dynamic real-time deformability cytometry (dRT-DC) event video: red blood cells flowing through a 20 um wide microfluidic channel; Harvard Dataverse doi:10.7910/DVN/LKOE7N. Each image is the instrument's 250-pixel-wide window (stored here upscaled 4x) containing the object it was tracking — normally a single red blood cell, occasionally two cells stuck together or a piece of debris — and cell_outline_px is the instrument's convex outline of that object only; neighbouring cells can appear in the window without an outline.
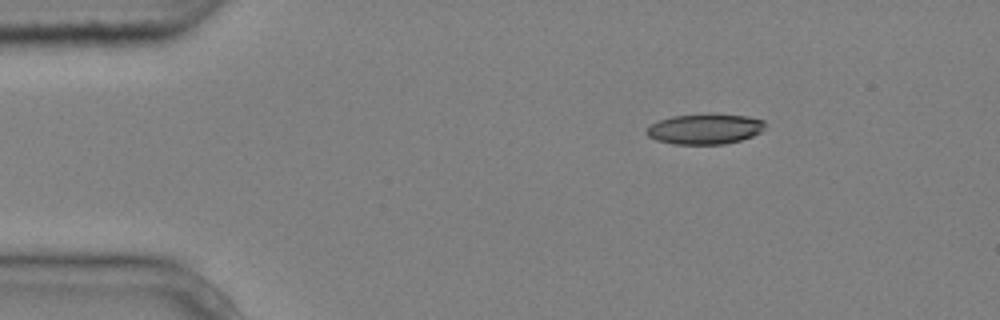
{"species": "common noctule bat (a hibernating species)", "species_latin": "Nyctalus noctula", "temperature_condition": "cold", "stored_images_in_passage": 2, "camera_frame_rate_fps": 3000, "um_per_image_px": 0.085, "animal": {"sex": "male", "body_mass_g": 20.4}, "frame": {"image": 1, "passage_image": 1, "time_ms": 0.0, "image_size_px": [1000, 320], "cell_outline_px": [[764, 128], [760, 132], [752, 136], [740, 140], [724, 144], [676, 144], [656, 140], [648, 136], [644, 132], [652, 124], [660, 120], [672, 116], [708, 112], [748, 116], [764, 120]], "centroid_in_image_um": [59.92, 10.93], "position_along_channel_um": 25.1, "area_um2": 21.27}}